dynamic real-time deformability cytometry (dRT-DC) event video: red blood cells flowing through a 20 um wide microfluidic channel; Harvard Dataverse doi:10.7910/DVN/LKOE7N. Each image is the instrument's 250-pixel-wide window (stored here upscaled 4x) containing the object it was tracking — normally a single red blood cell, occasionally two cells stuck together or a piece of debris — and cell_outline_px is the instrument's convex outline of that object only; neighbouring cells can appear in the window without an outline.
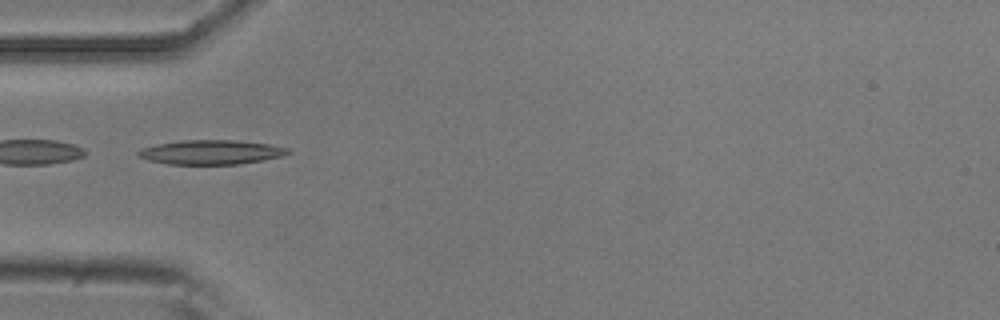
{"species": "common noctule bat (a hibernating species)", "species_latin": "Nyctalus noctula", "temperature_condition": "room temperature", "stored_images_in_passage": 3, "camera_frame_rate_fps": 3000, "um_per_image_px": 0.085, "animal": {"sex": "male", "body_mass_g": 20.5, "forearm_length_mm": 52.5}, "frame": {"image": 1, "passage_image": 1, "time_ms": 0.0, "image_size_px": [1000, 320], "cell_outline_px": [[292, 152], [284, 156], [264, 160], [240, 164], [168, 164], [148, 160], [136, 156], [136, 152], [144, 148], [156, 144], [180, 140], [232, 140], [268, 144], [288, 148]], "centroid_in_image_um": [17.94, 12.94], "position_along_channel_um": 67.1, "area_um2": 21.33}}
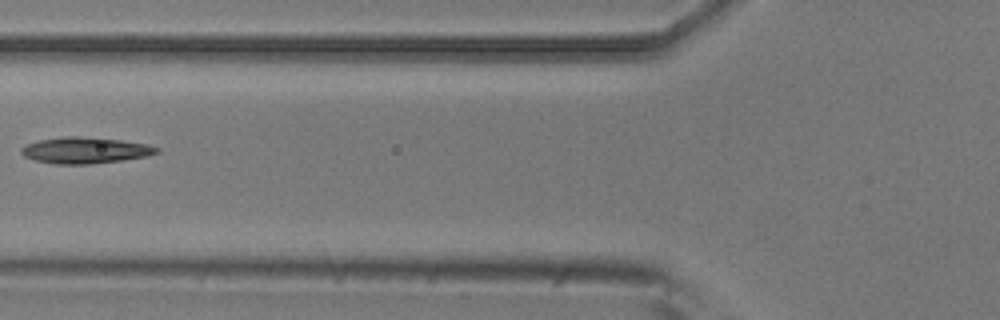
{"frame": {"image": 2, "passage_image": 2, "time_ms": 0.333, "image_size_px": [1000, 320], "cell_outline_px": [[160, 152], [144, 156], [120, 160], [88, 164], [56, 164], [36, 160], [24, 156], [20, 152], [20, 148], [28, 144], [40, 140], [64, 136], [80, 136], [120, 140], [148, 144], [160, 148]], "centroid_in_image_um": [7.24, 12.77], "position_along_channel_um": 118.6, "area_um2": 20.46}}
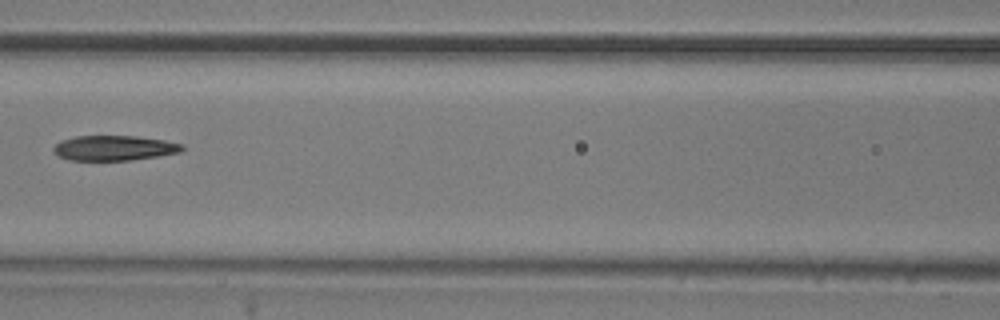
{"frame": {"image": 3, "passage_image": 3, "time_ms": 0.667, "image_size_px": [1000, 320], "cell_outline_px": [[184, 148], [180, 152], [156, 156], [128, 160], [68, 160], [60, 156], [52, 148], [60, 140], [76, 136], [136, 136], [164, 140], [184, 144]], "centroid_in_image_um": [9.7, 12.57], "position_along_channel_um": 156.9, "area_um2": 18.61}}